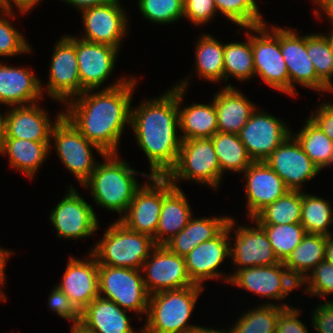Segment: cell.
I'll list each match as a JSON object with an SVG mask.
<instances>
[{"label":"cell","mask_w":333,"mask_h":333,"mask_svg":"<svg viewBox=\"0 0 333 333\" xmlns=\"http://www.w3.org/2000/svg\"><path fill=\"white\" fill-rule=\"evenodd\" d=\"M325 260L333 265V235L326 239Z\"/></svg>","instance_id":"cell-55"},{"label":"cell","mask_w":333,"mask_h":333,"mask_svg":"<svg viewBox=\"0 0 333 333\" xmlns=\"http://www.w3.org/2000/svg\"><path fill=\"white\" fill-rule=\"evenodd\" d=\"M39 102L25 106H11L5 111V137L24 139L33 142H51V131L56 121L63 115L57 112L52 122L47 110Z\"/></svg>","instance_id":"cell-24"},{"label":"cell","mask_w":333,"mask_h":333,"mask_svg":"<svg viewBox=\"0 0 333 333\" xmlns=\"http://www.w3.org/2000/svg\"><path fill=\"white\" fill-rule=\"evenodd\" d=\"M48 306L59 317L71 321V326L80 324V312L72 304L68 296L56 285L49 294Z\"/></svg>","instance_id":"cell-47"},{"label":"cell","mask_w":333,"mask_h":333,"mask_svg":"<svg viewBox=\"0 0 333 333\" xmlns=\"http://www.w3.org/2000/svg\"><path fill=\"white\" fill-rule=\"evenodd\" d=\"M165 177L178 188L180 180H188L217 190L221 169L211 137L182 141L176 164Z\"/></svg>","instance_id":"cell-6"},{"label":"cell","mask_w":333,"mask_h":333,"mask_svg":"<svg viewBox=\"0 0 333 333\" xmlns=\"http://www.w3.org/2000/svg\"><path fill=\"white\" fill-rule=\"evenodd\" d=\"M311 324L316 333H333V305L324 301L311 312Z\"/></svg>","instance_id":"cell-49"},{"label":"cell","mask_w":333,"mask_h":333,"mask_svg":"<svg viewBox=\"0 0 333 333\" xmlns=\"http://www.w3.org/2000/svg\"><path fill=\"white\" fill-rule=\"evenodd\" d=\"M302 191L289 190L274 203L266 205L252 219L259 225L300 223Z\"/></svg>","instance_id":"cell-37"},{"label":"cell","mask_w":333,"mask_h":333,"mask_svg":"<svg viewBox=\"0 0 333 333\" xmlns=\"http://www.w3.org/2000/svg\"><path fill=\"white\" fill-rule=\"evenodd\" d=\"M211 139L221 169V182L227 171L242 174L253 163L239 134L218 131Z\"/></svg>","instance_id":"cell-35"},{"label":"cell","mask_w":333,"mask_h":333,"mask_svg":"<svg viewBox=\"0 0 333 333\" xmlns=\"http://www.w3.org/2000/svg\"><path fill=\"white\" fill-rule=\"evenodd\" d=\"M5 117L6 114H1L0 112V146L2 145L3 139L5 137Z\"/></svg>","instance_id":"cell-57"},{"label":"cell","mask_w":333,"mask_h":333,"mask_svg":"<svg viewBox=\"0 0 333 333\" xmlns=\"http://www.w3.org/2000/svg\"><path fill=\"white\" fill-rule=\"evenodd\" d=\"M86 257V259L68 257L61 282L56 285L68 296L79 312L93 299L99 297L98 262L91 252H88Z\"/></svg>","instance_id":"cell-22"},{"label":"cell","mask_w":333,"mask_h":333,"mask_svg":"<svg viewBox=\"0 0 333 333\" xmlns=\"http://www.w3.org/2000/svg\"><path fill=\"white\" fill-rule=\"evenodd\" d=\"M230 239L231 231L227 226L217 237L197 245L184 256L187 273L194 284L204 287V281L219 278L229 283L230 274L227 276L218 268L226 258L230 259Z\"/></svg>","instance_id":"cell-19"},{"label":"cell","mask_w":333,"mask_h":333,"mask_svg":"<svg viewBox=\"0 0 333 333\" xmlns=\"http://www.w3.org/2000/svg\"><path fill=\"white\" fill-rule=\"evenodd\" d=\"M138 9L143 18L159 25L174 24L183 19V0H137Z\"/></svg>","instance_id":"cell-44"},{"label":"cell","mask_w":333,"mask_h":333,"mask_svg":"<svg viewBox=\"0 0 333 333\" xmlns=\"http://www.w3.org/2000/svg\"><path fill=\"white\" fill-rule=\"evenodd\" d=\"M326 239L325 235L307 233L283 262L285 268L298 283L325 260Z\"/></svg>","instance_id":"cell-32"},{"label":"cell","mask_w":333,"mask_h":333,"mask_svg":"<svg viewBox=\"0 0 333 333\" xmlns=\"http://www.w3.org/2000/svg\"><path fill=\"white\" fill-rule=\"evenodd\" d=\"M18 12L0 8V57L11 58L18 54L27 55L33 52V47L27 42L25 36L10 22L15 20V14Z\"/></svg>","instance_id":"cell-43"},{"label":"cell","mask_w":333,"mask_h":333,"mask_svg":"<svg viewBox=\"0 0 333 333\" xmlns=\"http://www.w3.org/2000/svg\"><path fill=\"white\" fill-rule=\"evenodd\" d=\"M7 298H5L1 293H0V301H2V302H6L7 300H6Z\"/></svg>","instance_id":"cell-59"},{"label":"cell","mask_w":333,"mask_h":333,"mask_svg":"<svg viewBox=\"0 0 333 333\" xmlns=\"http://www.w3.org/2000/svg\"><path fill=\"white\" fill-rule=\"evenodd\" d=\"M300 131L292 134L302 146L304 153L322 171L333 165V141L308 117Z\"/></svg>","instance_id":"cell-36"},{"label":"cell","mask_w":333,"mask_h":333,"mask_svg":"<svg viewBox=\"0 0 333 333\" xmlns=\"http://www.w3.org/2000/svg\"><path fill=\"white\" fill-rule=\"evenodd\" d=\"M137 80L133 75L115 88L86 90L63 105V115L104 153H119L124 129L130 128Z\"/></svg>","instance_id":"cell-1"},{"label":"cell","mask_w":333,"mask_h":333,"mask_svg":"<svg viewBox=\"0 0 333 333\" xmlns=\"http://www.w3.org/2000/svg\"><path fill=\"white\" fill-rule=\"evenodd\" d=\"M245 29L247 38L244 42L224 43V81L234 77L239 82H247L254 77L251 27Z\"/></svg>","instance_id":"cell-34"},{"label":"cell","mask_w":333,"mask_h":333,"mask_svg":"<svg viewBox=\"0 0 333 333\" xmlns=\"http://www.w3.org/2000/svg\"><path fill=\"white\" fill-rule=\"evenodd\" d=\"M41 1L42 0H0V8L12 11L19 9V13L27 15Z\"/></svg>","instance_id":"cell-51"},{"label":"cell","mask_w":333,"mask_h":333,"mask_svg":"<svg viewBox=\"0 0 333 333\" xmlns=\"http://www.w3.org/2000/svg\"><path fill=\"white\" fill-rule=\"evenodd\" d=\"M229 284L238 287V289L243 288L245 291L261 296V298L275 299V303L265 300L263 304L280 305L283 308L292 307V305L282 301L299 288V283L290 275L282 261L275 265L238 269L230 277ZM276 300L282 303L278 304Z\"/></svg>","instance_id":"cell-11"},{"label":"cell","mask_w":333,"mask_h":333,"mask_svg":"<svg viewBox=\"0 0 333 333\" xmlns=\"http://www.w3.org/2000/svg\"><path fill=\"white\" fill-rule=\"evenodd\" d=\"M124 9L120 0H111L79 11L83 33L78 38L120 50L123 39L129 33V17Z\"/></svg>","instance_id":"cell-14"},{"label":"cell","mask_w":333,"mask_h":333,"mask_svg":"<svg viewBox=\"0 0 333 333\" xmlns=\"http://www.w3.org/2000/svg\"><path fill=\"white\" fill-rule=\"evenodd\" d=\"M50 145V142L4 138L0 146V155H7L11 168L21 171L28 179H33L39 172L40 166L49 157L52 151Z\"/></svg>","instance_id":"cell-31"},{"label":"cell","mask_w":333,"mask_h":333,"mask_svg":"<svg viewBox=\"0 0 333 333\" xmlns=\"http://www.w3.org/2000/svg\"><path fill=\"white\" fill-rule=\"evenodd\" d=\"M328 33L329 34H327V33H324V34L328 37V40L330 42V45H331V48L333 51V30H330Z\"/></svg>","instance_id":"cell-58"},{"label":"cell","mask_w":333,"mask_h":333,"mask_svg":"<svg viewBox=\"0 0 333 333\" xmlns=\"http://www.w3.org/2000/svg\"><path fill=\"white\" fill-rule=\"evenodd\" d=\"M90 249L98 265L141 270L143 263L157 246L152 237L128 229L116 219Z\"/></svg>","instance_id":"cell-5"},{"label":"cell","mask_w":333,"mask_h":333,"mask_svg":"<svg viewBox=\"0 0 333 333\" xmlns=\"http://www.w3.org/2000/svg\"><path fill=\"white\" fill-rule=\"evenodd\" d=\"M230 216L194 217L188 221L186 227L171 238L165 246L179 256H185L197 245L214 239L228 225Z\"/></svg>","instance_id":"cell-30"},{"label":"cell","mask_w":333,"mask_h":333,"mask_svg":"<svg viewBox=\"0 0 333 333\" xmlns=\"http://www.w3.org/2000/svg\"><path fill=\"white\" fill-rule=\"evenodd\" d=\"M297 28L280 26V49L289 73V96L297 97L296 85L315 92L333 93L317 76L307 53V35ZM296 93V94H295Z\"/></svg>","instance_id":"cell-15"},{"label":"cell","mask_w":333,"mask_h":333,"mask_svg":"<svg viewBox=\"0 0 333 333\" xmlns=\"http://www.w3.org/2000/svg\"><path fill=\"white\" fill-rule=\"evenodd\" d=\"M193 216L189 201L181 188L163 176V205L153 238L156 245H165L182 231Z\"/></svg>","instance_id":"cell-27"},{"label":"cell","mask_w":333,"mask_h":333,"mask_svg":"<svg viewBox=\"0 0 333 333\" xmlns=\"http://www.w3.org/2000/svg\"><path fill=\"white\" fill-rule=\"evenodd\" d=\"M205 287L192 285L151 294L143 333H190L200 325L188 324Z\"/></svg>","instance_id":"cell-4"},{"label":"cell","mask_w":333,"mask_h":333,"mask_svg":"<svg viewBox=\"0 0 333 333\" xmlns=\"http://www.w3.org/2000/svg\"><path fill=\"white\" fill-rule=\"evenodd\" d=\"M119 49L106 44L89 42L76 37V55L81 82V93L86 90L115 88L130 77L119 76L116 81L104 87V83L113 73ZM121 77V78H120Z\"/></svg>","instance_id":"cell-13"},{"label":"cell","mask_w":333,"mask_h":333,"mask_svg":"<svg viewBox=\"0 0 333 333\" xmlns=\"http://www.w3.org/2000/svg\"><path fill=\"white\" fill-rule=\"evenodd\" d=\"M254 226L236 225L233 216L229 219V231H234V242L230 244V261L236 269L275 265L281 261L278 259L269 242L265 230L253 219Z\"/></svg>","instance_id":"cell-16"},{"label":"cell","mask_w":333,"mask_h":333,"mask_svg":"<svg viewBox=\"0 0 333 333\" xmlns=\"http://www.w3.org/2000/svg\"><path fill=\"white\" fill-rule=\"evenodd\" d=\"M307 53L318 78L333 91V51L324 33L307 34Z\"/></svg>","instance_id":"cell-40"},{"label":"cell","mask_w":333,"mask_h":333,"mask_svg":"<svg viewBox=\"0 0 333 333\" xmlns=\"http://www.w3.org/2000/svg\"><path fill=\"white\" fill-rule=\"evenodd\" d=\"M120 153H105L103 161L96 164L90 178L82 185L90 189L93 203L110 212L120 214L118 220L126 213L136 191L143 185L137 180L141 174L147 179L150 174L131 168ZM141 183V184H140Z\"/></svg>","instance_id":"cell-3"},{"label":"cell","mask_w":333,"mask_h":333,"mask_svg":"<svg viewBox=\"0 0 333 333\" xmlns=\"http://www.w3.org/2000/svg\"><path fill=\"white\" fill-rule=\"evenodd\" d=\"M293 133L287 123L257 107L239 133L253 162L265 161Z\"/></svg>","instance_id":"cell-17"},{"label":"cell","mask_w":333,"mask_h":333,"mask_svg":"<svg viewBox=\"0 0 333 333\" xmlns=\"http://www.w3.org/2000/svg\"><path fill=\"white\" fill-rule=\"evenodd\" d=\"M190 333H230L229 329L224 330L223 328L221 329H213V328H207L203 326H199L197 329L191 331Z\"/></svg>","instance_id":"cell-56"},{"label":"cell","mask_w":333,"mask_h":333,"mask_svg":"<svg viewBox=\"0 0 333 333\" xmlns=\"http://www.w3.org/2000/svg\"><path fill=\"white\" fill-rule=\"evenodd\" d=\"M67 188L64 198L53 207L49 216L57 238H90L100 226L96 212L72 184Z\"/></svg>","instance_id":"cell-12"},{"label":"cell","mask_w":333,"mask_h":333,"mask_svg":"<svg viewBox=\"0 0 333 333\" xmlns=\"http://www.w3.org/2000/svg\"><path fill=\"white\" fill-rule=\"evenodd\" d=\"M50 148L56 150L57 156L77 182L82 186L95 170L96 150L101 157L105 154L96 144L88 141L79 130L62 115L54 124L51 131Z\"/></svg>","instance_id":"cell-7"},{"label":"cell","mask_w":333,"mask_h":333,"mask_svg":"<svg viewBox=\"0 0 333 333\" xmlns=\"http://www.w3.org/2000/svg\"><path fill=\"white\" fill-rule=\"evenodd\" d=\"M162 205L163 176H150L136 191L126 213L119 221L130 230L154 238Z\"/></svg>","instance_id":"cell-21"},{"label":"cell","mask_w":333,"mask_h":333,"mask_svg":"<svg viewBox=\"0 0 333 333\" xmlns=\"http://www.w3.org/2000/svg\"><path fill=\"white\" fill-rule=\"evenodd\" d=\"M242 174L245 176L246 216L249 220L289 191L265 161L253 162Z\"/></svg>","instance_id":"cell-23"},{"label":"cell","mask_w":333,"mask_h":333,"mask_svg":"<svg viewBox=\"0 0 333 333\" xmlns=\"http://www.w3.org/2000/svg\"><path fill=\"white\" fill-rule=\"evenodd\" d=\"M265 162L281 177L289 190L303 191L305 183L310 182L321 172L304 153L292 133Z\"/></svg>","instance_id":"cell-20"},{"label":"cell","mask_w":333,"mask_h":333,"mask_svg":"<svg viewBox=\"0 0 333 333\" xmlns=\"http://www.w3.org/2000/svg\"><path fill=\"white\" fill-rule=\"evenodd\" d=\"M42 81L27 67L10 66L0 60V104L25 106L42 101Z\"/></svg>","instance_id":"cell-25"},{"label":"cell","mask_w":333,"mask_h":333,"mask_svg":"<svg viewBox=\"0 0 333 333\" xmlns=\"http://www.w3.org/2000/svg\"><path fill=\"white\" fill-rule=\"evenodd\" d=\"M333 206L328 200L302 191L300 223L309 234L333 235Z\"/></svg>","instance_id":"cell-38"},{"label":"cell","mask_w":333,"mask_h":333,"mask_svg":"<svg viewBox=\"0 0 333 333\" xmlns=\"http://www.w3.org/2000/svg\"><path fill=\"white\" fill-rule=\"evenodd\" d=\"M115 302L101 297L93 299L81 312L80 324L90 333H143L130 325L131 316Z\"/></svg>","instance_id":"cell-28"},{"label":"cell","mask_w":333,"mask_h":333,"mask_svg":"<svg viewBox=\"0 0 333 333\" xmlns=\"http://www.w3.org/2000/svg\"><path fill=\"white\" fill-rule=\"evenodd\" d=\"M268 25L251 27L254 77L289 96V73L280 49V27Z\"/></svg>","instance_id":"cell-8"},{"label":"cell","mask_w":333,"mask_h":333,"mask_svg":"<svg viewBox=\"0 0 333 333\" xmlns=\"http://www.w3.org/2000/svg\"><path fill=\"white\" fill-rule=\"evenodd\" d=\"M14 252L12 250L9 251V249H4L2 246H0V293L6 298V294L4 293V290L2 289L6 283V265L7 261L9 260V257ZM3 290V291H2Z\"/></svg>","instance_id":"cell-53"},{"label":"cell","mask_w":333,"mask_h":333,"mask_svg":"<svg viewBox=\"0 0 333 333\" xmlns=\"http://www.w3.org/2000/svg\"><path fill=\"white\" fill-rule=\"evenodd\" d=\"M191 77L187 76L179 83L178 86V114H179V132L182 141L196 138H210L218 132L217 114L215 103L212 100L209 104L192 103L183 106L184 96L190 85ZM183 106V107H182Z\"/></svg>","instance_id":"cell-26"},{"label":"cell","mask_w":333,"mask_h":333,"mask_svg":"<svg viewBox=\"0 0 333 333\" xmlns=\"http://www.w3.org/2000/svg\"><path fill=\"white\" fill-rule=\"evenodd\" d=\"M260 226L265 230L274 253L282 262L307 234L301 223Z\"/></svg>","instance_id":"cell-41"},{"label":"cell","mask_w":333,"mask_h":333,"mask_svg":"<svg viewBox=\"0 0 333 333\" xmlns=\"http://www.w3.org/2000/svg\"><path fill=\"white\" fill-rule=\"evenodd\" d=\"M160 95L131 107L130 127L148 158L150 176H166L175 166L182 144L177 130L178 86L173 85Z\"/></svg>","instance_id":"cell-2"},{"label":"cell","mask_w":333,"mask_h":333,"mask_svg":"<svg viewBox=\"0 0 333 333\" xmlns=\"http://www.w3.org/2000/svg\"><path fill=\"white\" fill-rule=\"evenodd\" d=\"M313 2L315 6H318L317 8H313V13L316 18L321 17L324 14V16L327 17V20L329 19L328 22L332 24L331 30H333V0H312V3ZM318 8L324 13L321 14L320 11H318Z\"/></svg>","instance_id":"cell-52"},{"label":"cell","mask_w":333,"mask_h":333,"mask_svg":"<svg viewBox=\"0 0 333 333\" xmlns=\"http://www.w3.org/2000/svg\"><path fill=\"white\" fill-rule=\"evenodd\" d=\"M285 308L274 304H259L249 309L234 322L230 333H272L276 330L277 319Z\"/></svg>","instance_id":"cell-39"},{"label":"cell","mask_w":333,"mask_h":333,"mask_svg":"<svg viewBox=\"0 0 333 333\" xmlns=\"http://www.w3.org/2000/svg\"><path fill=\"white\" fill-rule=\"evenodd\" d=\"M48 70L46 86L41 84L42 94L50 100L65 104L68 100L81 94V82L76 55V36L63 35L54 45ZM45 87V88H44ZM46 91H43V90Z\"/></svg>","instance_id":"cell-10"},{"label":"cell","mask_w":333,"mask_h":333,"mask_svg":"<svg viewBox=\"0 0 333 333\" xmlns=\"http://www.w3.org/2000/svg\"><path fill=\"white\" fill-rule=\"evenodd\" d=\"M184 16L195 26H203L209 23L217 15V9L213 0H183Z\"/></svg>","instance_id":"cell-46"},{"label":"cell","mask_w":333,"mask_h":333,"mask_svg":"<svg viewBox=\"0 0 333 333\" xmlns=\"http://www.w3.org/2000/svg\"><path fill=\"white\" fill-rule=\"evenodd\" d=\"M218 131L239 134L258 107L241 90L227 83L213 96Z\"/></svg>","instance_id":"cell-29"},{"label":"cell","mask_w":333,"mask_h":333,"mask_svg":"<svg viewBox=\"0 0 333 333\" xmlns=\"http://www.w3.org/2000/svg\"><path fill=\"white\" fill-rule=\"evenodd\" d=\"M317 106L316 113L311 110L309 117L333 141V106L329 102H323Z\"/></svg>","instance_id":"cell-50"},{"label":"cell","mask_w":333,"mask_h":333,"mask_svg":"<svg viewBox=\"0 0 333 333\" xmlns=\"http://www.w3.org/2000/svg\"><path fill=\"white\" fill-rule=\"evenodd\" d=\"M199 37L195 42V69L193 70H196L199 78L213 84L223 81L224 43L208 33H203Z\"/></svg>","instance_id":"cell-33"},{"label":"cell","mask_w":333,"mask_h":333,"mask_svg":"<svg viewBox=\"0 0 333 333\" xmlns=\"http://www.w3.org/2000/svg\"><path fill=\"white\" fill-rule=\"evenodd\" d=\"M332 305H333V298H331V300H328Z\"/></svg>","instance_id":"cell-60"},{"label":"cell","mask_w":333,"mask_h":333,"mask_svg":"<svg viewBox=\"0 0 333 333\" xmlns=\"http://www.w3.org/2000/svg\"><path fill=\"white\" fill-rule=\"evenodd\" d=\"M300 309L294 306L285 308L277 319L276 331L278 333H308L307 326L304 322L302 323L301 318L299 319Z\"/></svg>","instance_id":"cell-48"},{"label":"cell","mask_w":333,"mask_h":333,"mask_svg":"<svg viewBox=\"0 0 333 333\" xmlns=\"http://www.w3.org/2000/svg\"><path fill=\"white\" fill-rule=\"evenodd\" d=\"M65 2L68 6H72L73 8L75 7L78 9V11H82L83 9L97 6V5H102L107 2H110L111 0H60Z\"/></svg>","instance_id":"cell-54"},{"label":"cell","mask_w":333,"mask_h":333,"mask_svg":"<svg viewBox=\"0 0 333 333\" xmlns=\"http://www.w3.org/2000/svg\"><path fill=\"white\" fill-rule=\"evenodd\" d=\"M141 270L150 295L195 285L187 273L184 257L172 253L165 245L152 250Z\"/></svg>","instance_id":"cell-18"},{"label":"cell","mask_w":333,"mask_h":333,"mask_svg":"<svg viewBox=\"0 0 333 333\" xmlns=\"http://www.w3.org/2000/svg\"><path fill=\"white\" fill-rule=\"evenodd\" d=\"M302 286L306 287L303 292L320 299L333 294V265L326 260L319 263L299 283Z\"/></svg>","instance_id":"cell-45"},{"label":"cell","mask_w":333,"mask_h":333,"mask_svg":"<svg viewBox=\"0 0 333 333\" xmlns=\"http://www.w3.org/2000/svg\"><path fill=\"white\" fill-rule=\"evenodd\" d=\"M217 13L224 15L240 28L267 23L259 11L256 0H213Z\"/></svg>","instance_id":"cell-42"},{"label":"cell","mask_w":333,"mask_h":333,"mask_svg":"<svg viewBox=\"0 0 333 333\" xmlns=\"http://www.w3.org/2000/svg\"><path fill=\"white\" fill-rule=\"evenodd\" d=\"M99 297L115 302L137 316L147 315L150 294L142 270L98 265Z\"/></svg>","instance_id":"cell-9"}]
</instances>
